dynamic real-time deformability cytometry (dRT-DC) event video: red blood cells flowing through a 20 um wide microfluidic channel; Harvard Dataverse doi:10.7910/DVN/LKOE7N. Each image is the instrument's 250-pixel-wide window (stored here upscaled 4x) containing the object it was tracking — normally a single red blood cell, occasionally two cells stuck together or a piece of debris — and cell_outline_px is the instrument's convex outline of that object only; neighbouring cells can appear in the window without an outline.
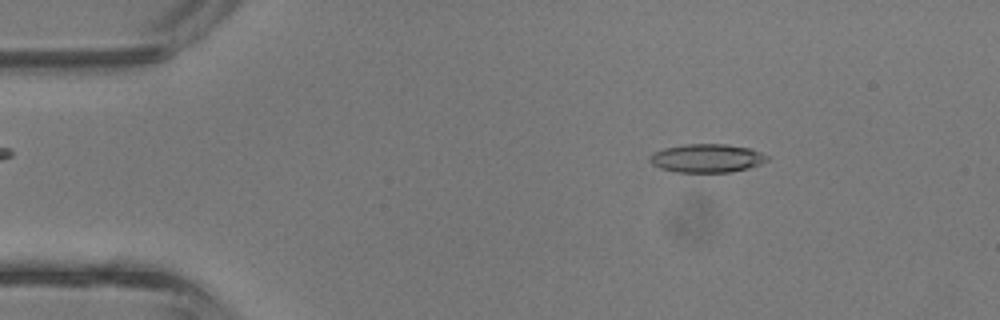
{"species": "common noctule bat (a hibernating species)", "species_latin": "Nyctalus noctula", "temperature_condition": "room temperature", "stored_images_in_passage": 36, "camera_frame_rate_fps": 3000, "um_per_image_px": 0.085, "animal": {"sex": "male", "body_mass_g": 13.3}, "frame": {"image": 1, "passage_image": 1, "time_ms": 0.0, "image_size_px": [1000, 320], "cell_outline_px": [[768, 160], [760, 164], [748, 168], [732, 172], [676, 172], [660, 168], [652, 164], [648, 160], [648, 156], [652, 152], [664, 148], [684, 144], [724, 144], [748, 148], [760, 152], [768, 156]], "centroid_in_image_um": [60.03, 13.45], "position_along_channel_um": 25.0, "area_um2": 19.54}}
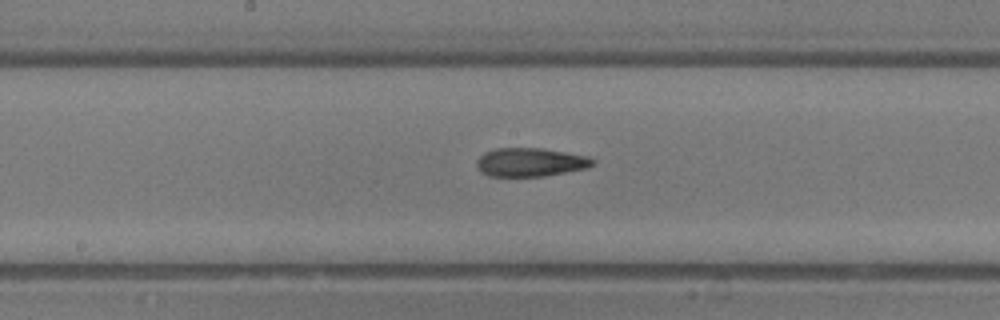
{"frame": {"image": 2, "passage_image": 16, "time_ms": 5.0, "image_size_px": [1000, 320], "cell_outline_px": [[596, 164], [588, 168], [544, 176], [488, 176], [480, 172], [476, 164], [480, 156], [484, 152], [496, 148], [544, 148], [588, 156], [596, 160]], "centroid_in_image_um": [45.11, 13.78], "position_along_channel_um": 203.1, "area_um2": 19.54}}
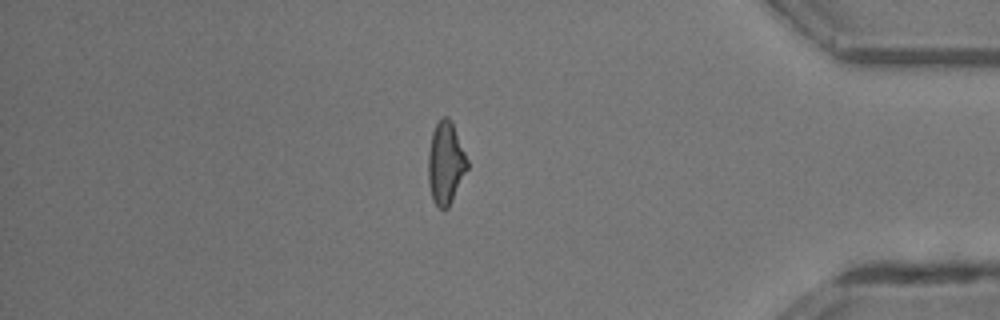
{"frame": {"image": 3, "passage_image": 30, "time_ms": 9.667, "image_size_px": [1000, 320], "cell_outline_px": [[468, 168], [448, 208], [440, 208], [432, 200], [428, 184], [428, 152], [432, 132], [436, 124], [444, 116], [448, 116], [452, 120], [468, 160]], "centroid_in_image_um": [37.87, 13.84], "position_along_channel_um": 397.3, "area_um2": 18.84}, "authors_computed_cell_mechanics": {"area_um2": 19.3919, "velocity_mm_per_s": 4.9155, "shape_relaxation_time_tau1_ms": 3.7791, "shape_relaxation_time_tau2_ms": 1.5611, "deformation_change_tau1": 0.1553, "deformation_change_tau2": 0.1021}}